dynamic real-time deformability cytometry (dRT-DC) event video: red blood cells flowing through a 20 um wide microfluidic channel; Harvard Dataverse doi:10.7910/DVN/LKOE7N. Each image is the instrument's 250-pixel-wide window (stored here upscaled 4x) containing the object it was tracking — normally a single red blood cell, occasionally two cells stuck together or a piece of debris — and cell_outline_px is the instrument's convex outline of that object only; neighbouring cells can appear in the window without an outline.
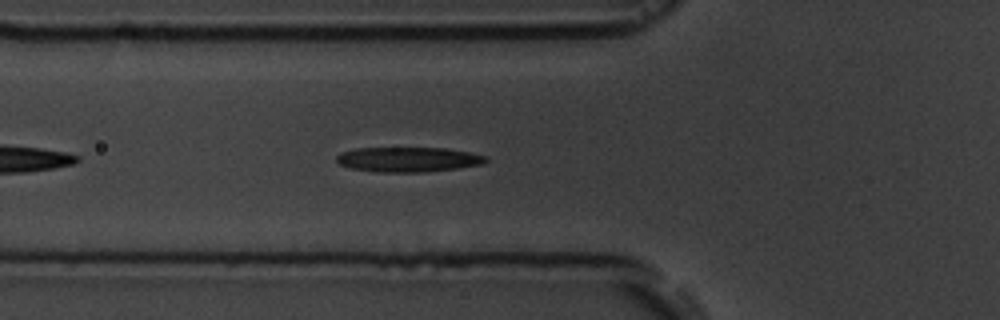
{"species": "common noctule bat (a hibernating species)", "species_latin": "Nyctalus noctula", "temperature_condition": "room temperature", "stored_images_in_passage": 40, "camera_frame_rate_fps": 3000, "um_per_image_px": 0.085, "animal": {"sex": "male", "body_mass_g": 19.5, "forearm_length_mm": 54.6}, "frame": {"image": 1, "passage_image": 6, "time_ms": 1.667, "image_size_px": [1000, 320], "cell_outline_px": [[488, 160], [480, 164], [456, 168], [424, 172], [376, 172], [348, 168], [340, 164], [336, 160], [336, 156], [340, 152], [356, 148], [448, 148], [488, 156]], "centroid_in_image_um": [34.65, 13.55], "position_along_channel_um": 91.1, "area_um2": 21.68}}
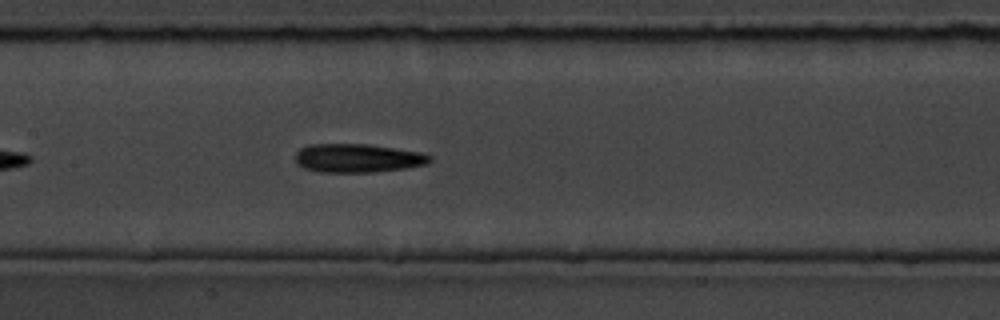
{"frame": {"image": 2, "passage_image": 13, "time_ms": 4.0, "image_size_px": [1000, 320], "cell_outline_px": [[432, 160], [428, 164], [404, 168], [372, 172], [320, 172], [304, 168], [296, 164], [296, 152], [300, 148], [308, 144], [368, 144], [420, 152], [432, 156]], "centroid_in_image_um": [30.38, 13.44], "position_along_channel_um": 177.0, "area_um2": 22.48}}
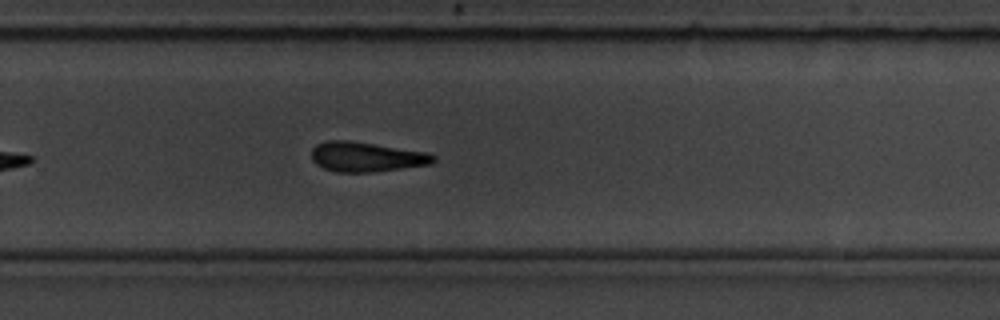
{"frame": {"image": 3, "passage_image": 23, "time_ms": 7.333, "image_size_px": [1000, 320], "cell_outline_px": [[436, 160], [432, 164], [372, 172], [336, 172], [324, 168], [316, 164], [312, 160], [312, 148], [316, 144], [328, 140], [348, 140], [428, 152], [436, 156]], "centroid_in_image_um": [31.14, 13.33], "position_along_channel_um": 298.7, "area_um2": 21.21}, "authors_computed_cell_mechanics": {"area_um2": 21.7039, "velocity_mm_per_s": 3.6695, "shape_relaxation_time_tau1_ms": 4.4794, "shape_relaxation_time_tau2_ms": null, "deformation_change_tau1": 0.1496, "deformation_change_tau2": null}}